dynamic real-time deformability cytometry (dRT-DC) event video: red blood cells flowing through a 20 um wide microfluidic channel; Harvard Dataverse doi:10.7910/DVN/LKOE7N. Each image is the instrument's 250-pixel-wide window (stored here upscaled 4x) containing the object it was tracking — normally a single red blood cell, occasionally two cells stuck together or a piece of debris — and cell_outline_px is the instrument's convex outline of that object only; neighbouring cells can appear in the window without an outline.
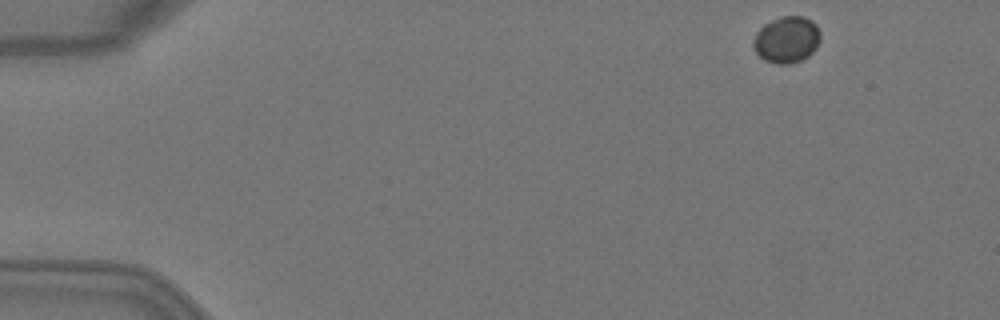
{"species": "Egyptian fruit bat (a non-hibernating species)", "species_latin": "Rousettus aegyptiacus", "temperature_condition": "warm", "stored_images_in_passage": 4, "camera_frame_rate_fps": 3000, "um_per_image_px": 0.085, "animal": {"sex": "female"}, "frame": {"image": 1, "passage_image": 1, "time_ms": 0.0, "image_size_px": [1000, 320], "cell_outline_px": [[820, 40], [816, 48], [808, 56], [800, 60], [788, 64], [776, 64], [764, 60], [756, 52], [752, 44], [752, 40], [756, 32], [764, 24], [780, 16], [804, 16], [812, 20], [816, 24], [820, 32]], "centroid_in_image_um": [66.86, 3.36], "position_along_channel_um": 18.1, "area_um2": 18.32}}
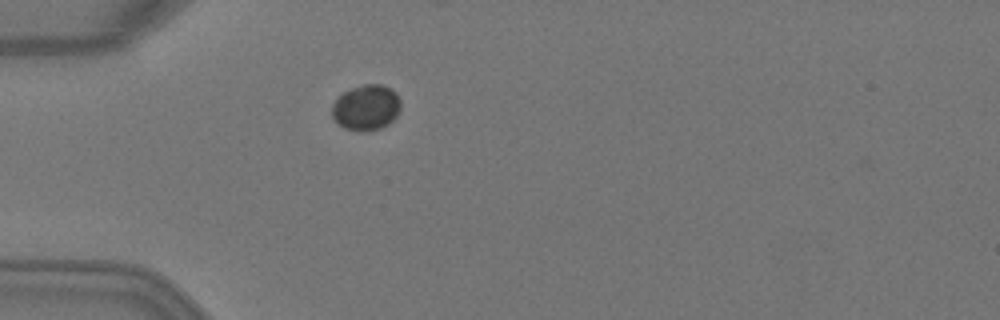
{"frame": {"image": 2, "passage_image": 4, "time_ms": 1.0, "image_size_px": [1000, 320], "cell_outline_px": [[400, 108], [396, 116], [388, 124], [380, 128], [360, 132], [344, 128], [336, 124], [332, 116], [332, 104], [344, 92], [352, 88], [364, 84], [380, 84], [392, 88], [396, 92], [400, 100]], "centroid_in_image_um": [31.12, 9.14], "position_along_channel_um": 53.9, "area_um2": 18.32}}